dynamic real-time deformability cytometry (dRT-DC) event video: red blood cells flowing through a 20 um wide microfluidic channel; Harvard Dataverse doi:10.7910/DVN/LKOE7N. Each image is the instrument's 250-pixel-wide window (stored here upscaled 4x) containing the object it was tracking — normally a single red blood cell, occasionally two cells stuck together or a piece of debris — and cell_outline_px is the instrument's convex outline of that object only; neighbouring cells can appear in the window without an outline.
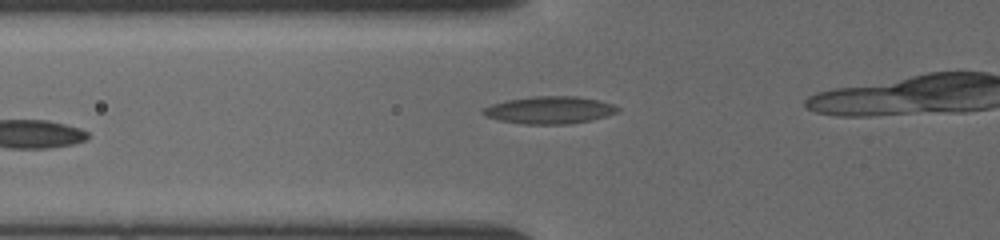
{"species": "common noctule bat (a hibernating species)", "species_latin": "Nyctalus noctula", "temperature_condition": "cold", "stored_images_in_passage": 6, "camera_frame_rate_fps": 3000, "um_per_image_px": 0.085, "animal": {"sex": "female", "body_mass_g": 19.5, "forearm_length_mm": 54.1}, "frame": {"image": 1, "passage_image": 6, "time_ms": 4.0, "image_size_px": [1000, 240], "cell_outline_px": [[620, 108], [616, 112], [592, 120], [568, 124], [524, 124], [500, 120], [484, 116], [480, 112], [484, 108], [492, 104], [508, 100], [532, 96], [576, 96], [600, 100], [612, 104]], "centroid_in_image_um": [46.7, 9.35], "position_along_channel_um": 79.1, "area_um2": 21.39}}